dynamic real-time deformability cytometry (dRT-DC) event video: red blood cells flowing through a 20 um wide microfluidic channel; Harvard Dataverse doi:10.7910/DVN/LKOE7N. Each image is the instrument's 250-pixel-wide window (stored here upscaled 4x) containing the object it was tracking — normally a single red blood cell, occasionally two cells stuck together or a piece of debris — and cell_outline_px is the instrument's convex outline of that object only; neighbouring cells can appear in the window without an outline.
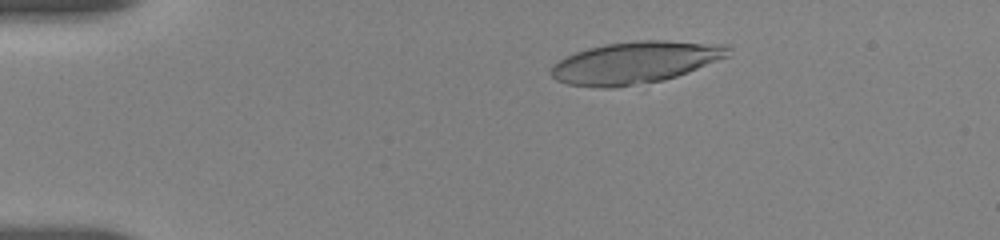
{"species": "human", "species_latin": "Homo sapiens", "temperature_condition": "room temperature", "stored_images_in_passage": 22, "camera_frame_rate_fps": 3000, "um_per_image_px": 0.085, "donor": {"sex": "female"}, "frame": {"image": 1, "passage_image": 11, "time_ms": 2.667, "image_size_px": [1000, 240], "cell_outline_px": [[732, 48], [728, 56], [688, 72], [664, 80], [616, 88], [596, 88], [568, 84], [556, 80], [552, 76], [552, 64], [576, 52], [588, 48], [604, 44], [640, 40], [664, 40], [728, 44]], "centroid_in_image_um": [54.02, 5.31], "position_along_channel_um": 31.0, "area_um2": 43.47}}